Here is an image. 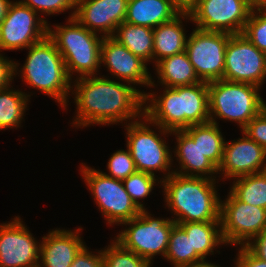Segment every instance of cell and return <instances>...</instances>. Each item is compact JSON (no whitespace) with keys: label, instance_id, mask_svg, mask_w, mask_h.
I'll list each match as a JSON object with an SVG mask.
<instances>
[{"label":"cell","instance_id":"6da1fadb","mask_svg":"<svg viewBox=\"0 0 266 267\" xmlns=\"http://www.w3.org/2000/svg\"><path fill=\"white\" fill-rule=\"evenodd\" d=\"M105 77L92 75L74 78L71 94L75 97L77 112L73 117V127L113 125L123 121L127 124L128 120L136 121L143 116L146 92L128 82L125 84Z\"/></svg>","mask_w":266,"mask_h":267},{"label":"cell","instance_id":"7a4b0ae2","mask_svg":"<svg viewBox=\"0 0 266 267\" xmlns=\"http://www.w3.org/2000/svg\"><path fill=\"white\" fill-rule=\"evenodd\" d=\"M155 95V92L144 94L143 114L152 127H158L160 135L171 136L172 131L210 121L208 82L165 87L163 94Z\"/></svg>","mask_w":266,"mask_h":267},{"label":"cell","instance_id":"3957f363","mask_svg":"<svg viewBox=\"0 0 266 267\" xmlns=\"http://www.w3.org/2000/svg\"><path fill=\"white\" fill-rule=\"evenodd\" d=\"M215 179L172 173L161 181L175 223L220 221L221 198Z\"/></svg>","mask_w":266,"mask_h":267},{"label":"cell","instance_id":"277c9868","mask_svg":"<svg viewBox=\"0 0 266 267\" xmlns=\"http://www.w3.org/2000/svg\"><path fill=\"white\" fill-rule=\"evenodd\" d=\"M27 49V58L19 71L22 81L55 99L66 109L73 79L68 76L64 59L55 43L47 36Z\"/></svg>","mask_w":266,"mask_h":267},{"label":"cell","instance_id":"5b68a950","mask_svg":"<svg viewBox=\"0 0 266 267\" xmlns=\"http://www.w3.org/2000/svg\"><path fill=\"white\" fill-rule=\"evenodd\" d=\"M66 24H55L54 29L48 25V37L62 55L68 76L72 79L73 73L78 74L76 78L98 75L103 37L89 31L75 18H68Z\"/></svg>","mask_w":266,"mask_h":267},{"label":"cell","instance_id":"8992f818","mask_svg":"<svg viewBox=\"0 0 266 267\" xmlns=\"http://www.w3.org/2000/svg\"><path fill=\"white\" fill-rule=\"evenodd\" d=\"M260 87L225 79L208 82L210 122L227 120L238 123L242 130L264 108L266 102Z\"/></svg>","mask_w":266,"mask_h":267},{"label":"cell","instance_id":"52a82bcc","mask_svg":"<svg viewBox=\"0 0 266 267\" xmlns=\"http://www.w3.org/2000/svg\"><path fill=\"white\" fill-rule=\"evenodd\" d=\"M142 117L125 124L126 149L131 153L137 171L154 176V172L161 171L165 173L162 181L174 172V169L170 171L173 167L171 149L165 138L149 128L151 121L144 114Z\"/></svg>","mask_w":266,"mask_h":267},{"label":"cell","instance_id":"ba28073f","mask_svg":"<svg viewBox=\"0 0 266 267\" xmlns=\"http://www.w3.org/2000/svg\"><path fill=\"white\" fill-rule=\"evenodd\" d=\"M151 215L146 209L141 210L138 216L122 223L121 225L129 227L119 231L115 240L152 266L154 256L160 254L165 257L175 222L171 218H154Z\"/></svg>","mask_w":266,"mask_h":267},{"label":"cell","instance_id":"9c48e42d","mask_svg":"<svg viewBox=\"0 0 266 267\" xmlns=\"http://www.w3.org/2000/svg\"><path fill=\"white\" fill-rule=\"evenodd\" d=\"M80 172L107 224L119 225L140 214L141 209L126 192L122 180L106 176L103 171L88 167L85 163H82Z\"/></svg>","mask_w":266,"mask_h":267},{"label":"cell","instance_id":"30bf717a","mask_svg":"<svg viewBox=\"0 0 266 267\" xmlns=\"http://www.w3.org/2000/svg\"><path fill=\"white\" fill-rule=\"evenodd\" d=\"M220 221L225 245L245 246L266 229V209L244 203L229 191L221 200Z\"/></svg>","mask_w":266,"mask_h":267},{"label":"cell","instance_id":"8fae6325","mask_svg":"<svg viewBox=\"0 0 266 267\" xmlns=\"http://www.w3.org/2000/svg\"><path fill=\"white\" fill-rule=\"evenodd\" d=\"M230 35L195 28L187 38L185 51L201 81L223 79L225 51Z\"/></svg>","mask_w":266,"mask_h":267},{"label":"cell","instance_id":"7c38bea8","mask_svg":"<svg viewBox=\"0 0 266 267\" xmlns=\"http://www.w3.org/2000/svg\"><path fill=\"white\" fill-rule=\"evenodd\" d=\"M48 21L20 1L12 2L0 25V52L22 50L48 36Z\"/></svg>","mask_w":266,"mask_h":267},{"label":"cell","instance_id":"4fadbf2b","mask_svg":"<svg viewBox=\"0 0 266 267\" xmlns=\"http://www.w3.org/2000/svg\"><path fill=\"white\" fill-rule=\"evenodd\" d=\"M253 7L246 0H197L189 13L196 28L242 34Z\"/></svg>","mask_w":266,"mask_h":267},{"label":"cell","instance_id":"5bb4252c","mask_svg":"<svg viewBox=\"0 0 266 267\" xmlns=\"http://www.w3.org/2000/svg\"><path fill=\"white\" fill-rule=\"evenodd\" d=\"M223 79L261 87L266 81V54L244 35H230L225 51Z\"/></svg>","mask_w":266,"mask_h":267},{"label":"cell","instance_id":"9a60e30c","mask_svg":"<svg viewBox=\"0 0 266 267\" xmlns=\"http://www.w3.org/2000/svg\"><path fill=\"white\" fill-rule=\"evenodd\" d=\"M0 224V267H38L40 243L20 216Z\"/></svg>","mask_w":266,"mask_h":267},{"label":"cell","instance_id":"2e32d148","mask_svg":"<svg viewBox=\"0 0 266 267\" xmlns=\"http://www.w3.org/2000/svg\"><path fill=\"white\" fill-rule=\"evenodd\" d=\"M100 64L120 81L133 85H145L147 88L148 86L150 88L156 86L151 74H149L148 64L112 37H103Z\"/></svg>","mask_w":266,"mask_h":267},{"label":"cell","instance_id":"e0dca14e","mask_svg":"<svg viewBox=\"0 0 266 267\" xmlns=\"http://www.w3.org/2000/svg\"><path fill=\"white\" fill-rule=\"evenodd\" d=\"M242 134V138L224 144L223 159L218 167L223 179L266 171V150L244 132Z\"/></svg>","mask_w":266,"mask_h":267},{"label":"cell","instance_id":"ac0fdd59","mask_svg":"<svg viewBox=\"0 0 266 267\" xmlns=\"http://www.w3.org/2000/svg\"><path fill=\"white\" fill-rule=\"evenodd\" d=\"M127 5L128 0H77L73 18L91 32L112 37L125 20Z\"/></svg>","mask_w":266,"mask_h":267},{"label":"cell","instance_id":"d6986e66","mask_svg":"<svg viewBox=\"0 0 266 267\" xmlns=\"http://www.w3.org/2000/svg\"><path fill=\"white\" fill-rule=\"evenodd\" d=\"M82 227L75 230L52 229L42 237L38 267H70L75 256L85 246Z\"/></svg>","mask_w":266,"mask_h":267},{"label":"cell","instance_id":"ffe728a7","mask_svg":"<svg viewBox=\"0 0 266 267\" xmlns=\"http://www.w3.org/2000/svg\"><path fill=\"white\" fill-rule=\"evenodd\" d=\"M171 134L176 138L177 145L173 152L179 165V169L177 168L174 173L216 179L215 174L219 173L218 168L205 157L198 143H195L184 130L172 131Z\"/></svg>","mask_w":266,"mask_h":267},{"label":"cell","instance_id":"44dd1931","mask_svg":"<svg viewBox=\"0 0 266 267\" xmlns=\"http://www.w3.org/2000/svg\"><path fill=\"white\" fill-rule=\"evenodd\" d=\"M179 14L169 0H128L124 22L154 29Z\"/></svg>","mask_w":266,"mask_h":267},{"label":"cell","instance_id":"7402d4cb","mask_svg":"<svg viewBox=\"0 0 266 267\" xmlns=\"http://www.w3.org/2000/svg\"><path fill=\"white\" fill-rule=\"evenodd\" d=\"M182 19L190 20L189 13H180L173 20L153 29V63L185 51L187 37Z\"/></svg>","mask_w":266,"mask_h":267},{"label":"cell","instance_id":"603a6c76","mask_svg":"<svg viewBox=\"0 0 266 267\" xmlns=\"http://www.w3.org/2000/svg\"><path fill=\"white\" fill-rule=\"evenodd\" d=\"M154 66L162 87L174 88L202 82L196 75L186 51L165 57Z\"/></svg>","mask_w":266,"mask_h":267},{"label":"cell","instance_id":"cb8c5ba5","mask_svg":"<svg viewBox=\"0 0 266 267\" xmlns=\"http://www.w3.org/2000/svg\"><path fill=\"white\" fill-rule=\"evenodd\" d=\"M112 38L147 64L153 61L152 28L123 22L116 28Z\"/></svg>","mask_w":266,"mask_h":267},{"label":"cell","instance_id":"d4e9b609","mask_svg":"<svg viewBox=\"0 0 266 267\" xmlns=\"http://www.w3.org/2000/svg\"><path fill=\"white\" fill-rule=\"evenodd\" d=\"M177 224L190 236L192 249H194L203 260H206V257L210 254L214 255V250L219 245L225 244L221 233V221Z\"/></svg>","mask_w":266,"mask_h":267},{"label":"cell","instance_id":"484cf974","mask_svg":"<svg viewBox=\"0 0 266 267\" xmlns=\"http://www.w3.org/2000/svg\"><path fill=\"white\" fill-rule=\"evenodd\" d=\"M218 124L209 121L184 129L194 142L198 143L199 149L205 157L217 168L221 165L225 144Z\"/></svg>","mask_w":266,"mask_h":267},{"label":"cell","instance_id":"4316f807","mask_svg":"<svg viewBox=\"0 0 266 267\" xmlns=\"http://www.w3.org/2000/svg\"><path fill=\"white\" fill-rule=\"evenodd\" d=\"M31 95L10 86L0 90V131L21 126Z\"/></svg>","mask_w":266,"mask_h":267},{"label":"cell","instance_id":"83f0119b","mask_svg":"<svg viewBox=\"0 0 266 267\" xmlns=\"http://www.w3.org/2000/svg\"><path fill=\"white\" fill-rule=\"evenodd\" d=\"M230 191L242 202L266 209V171L234 179Z\"/></svg>","mask_w":266,"mask_h":267},{"label":"cell","instance_id":"f1b7e54d","mask_svg":"<svg viewBox=\"0 0 266 267\" xmlns=\"http://www.w3.org/2000/svg\"><path fill=\"white\" fill-rule=\"evenodd\" d=\"M170 261L173 267H181L201 262L203 259L192 249L190 236L177 223L171 229L168 241V249L164 257Z\"/></svg>","mask_w":266,"mask_h":267},{"label":"cell","instance_id":"f546056e","mask_svg":"<svg viewBox=\"0 0 266 267\" xmlns=\"http://www.w3.org/2000/svg\"><path fill=\"white\" fill-rule=\"evenodd\" d=\"M111 241L107 248L102 249L103 267H151L145 259L124 248L115 238Z\"/></svg>","mask_w":266,"mask_h":267},{"label":"cell","instance_id":"4dcf8cb0","mask_svg":"<svg viewBox=\"0 0 266 267\" xmlns=\"http://www.w3.org/2000/svg\"><path fill=\"white\" fill-rule=\"evenodd\" d=\"M156 183L161 184V181L154 175L141 171H136L123 180L126 192L141 210H145V206L140 200L145 199L152 192L155 185H158Z\"/></svg>","mask_w":266,"mask_h":267},{"label":"cell","instance_id":"1f68e13d","mask_svg":"<svg viewBox=\"0 0 266 267\" xmlns=\"http://www.w3.org/2000/svg\"><path fill=\"white\" fill-rule=\"evenodd\" d=\"M242 35L266 54V14L257 7L253 8L245 23Z\"/></svg>","mask_w":266,"mask_h":267},{"label":"cell","instance_id":"d6a6232c","mask_svg":"<svg viewBox=\"0 0 266 267\" xmlns=\"http://www.w3.org/2000/svg\"><path fill=\"white\" fill-rule=\"evenodd\" d=\"M107 169L109 174L103 172L106 176L122 181L137 171L128 149L114 152L108 160Z\"/></svg>","mask_w":266,"mask_h":267},{"label":"cell","instance_id":"836d02e7","mask_svg":"<svg viewBox=\"0 0 266 267\" xmlns=\"http://www.w3.org/2000/svg\"><path fill=\"white\" fill-rule=\"evenodd\" d=\"M20 2L26 6H29L37 14H46V16L71 10V15L69 18H73L77 0H20Z\"/></svg>","mask_w":266,"mask_h":267},{"label":"cell","instance_id":"e575fe53","mask_svg":"<svg viewBox=\"0 0 266 267\" xmlns=\"http://www.w3.org/2000/svg\"><path fill=\"white\" fill-rule=\"evenodd\" d=\"M241 132L266 150V108L255 116Z\"/></svg>","mask_w":266,"mask_h":267},{"label":"cell","instance_id":"d590c367","mask_svg":"<svg viewBox=\"0 0 266 267\" xmlns=\"http://www.w3.org/2000/svg\"><path fill=\"white\" fill-rule=\"evenodd\" d=\"M97 252L98 254L89 251V248L85 245L75 256L70 267H103L102 250Z\"/></svg>","mask_w":266,"mask_h":267},{"label":"cell","instance_id":"8d00e7d4","mask_svg":"<svg viewBox=\"0 0 266 267\" xmlns=\"http://www.w3.org/2000/svg\"><path fill=\"white\" fill-rule=\"evenodd\" d=\"M20 63L7 59L0 54V90L6 89L12 84V80L19 74Z\"/></svg>","mask_w":266,"mask_h":267},{"label":"cell","instance_id":"74e56055","mask_svg":"<svg viewBox=\"0 0 266 267\" xmlns=\"http://www.w3.org/2000/svg\"><path fill=\"white\" fill-rule=\"evenodd\" d=\"M238 249V255L234 261L235 267H266V261L253 255L245 246H240Z\"/></svg>","mask_w":266,"mask_h":267},{"label":"cell","instance_id":"f35d334b","mask_svg":"<svg viewBox=\"0 0 266 267\" xmlns=\"http://www.w3.org/2000/svg\"><path fill=\"white\" fill-rule=\"evenodd\" d=\"M245 247L259 259L266 261V229L252 238Z\"/></svg>","mask_w":266,"mask_h":267},{"label":"cell","instance_id":"ab89813d","mask_svg":"<svg viewBox=\"0 0 266 267\" xmlns=\"http://www.w3.org/2000/svg\"><path fill=\"white\" fill-rule=\"evenodd\" d=\"M179 13H190L196 6L197 0H169Z\"/></svg>","mask_w":266,"mask_h":267},{"label":"cell","instance_id":"60d3db41","mask_svg":"<svg viewBox=\"0 0 266 267\" xmlns=\"http://www.w3.org/2000/svg\"><path fill=\"white\" fill-rule=\"evenodd\" d=\"M12 2L13 1L10 0H0V25L1 22L4 20L5 16L7 15L9 6Z\"/></svg>","mask_w":266,"mask_h":267},{"label":"cell","instance_id":"b9f144b4","mask_svg":"<svg viewBox=\"0 0 266 267\" xmlns=\"http://www.w3.org/2000/svg\"><path fill=\"white\" fill-rule=\"evenodd\" d=\"M181 267H221L219 265H215V263H209V261L207 260H203L201 262H197V263H193V264H190V265H184V266H181Z\"/></svg>","mask_w":266,"mask_h":267},{"label":"cell","instance_id":"7bdbcfd3","mask_svg":"<svg viewBox=\"0 0 266 267\" xmlns=\"http://www.w3.org/2000/svg\"><path fill=\"white\" fill-rule=\"evenodd\" d=\"M257 8L266 14V0H259Z\"/></svg>","mask_w":266,"mask_h":267},{"label":"cell","instance_id":"ee69618b","mask_svg":"<svg viewBox=\"0 0 266 267\" xmlns=\"http://www.w3.org/2000/svg\"><path fill=\"white\" fill-rule=\"evenodd\" d=\"M253 8L258 6L259 0H246Z\"/></svg>","mask_w":266,"mask_h":267}]
</instances>
